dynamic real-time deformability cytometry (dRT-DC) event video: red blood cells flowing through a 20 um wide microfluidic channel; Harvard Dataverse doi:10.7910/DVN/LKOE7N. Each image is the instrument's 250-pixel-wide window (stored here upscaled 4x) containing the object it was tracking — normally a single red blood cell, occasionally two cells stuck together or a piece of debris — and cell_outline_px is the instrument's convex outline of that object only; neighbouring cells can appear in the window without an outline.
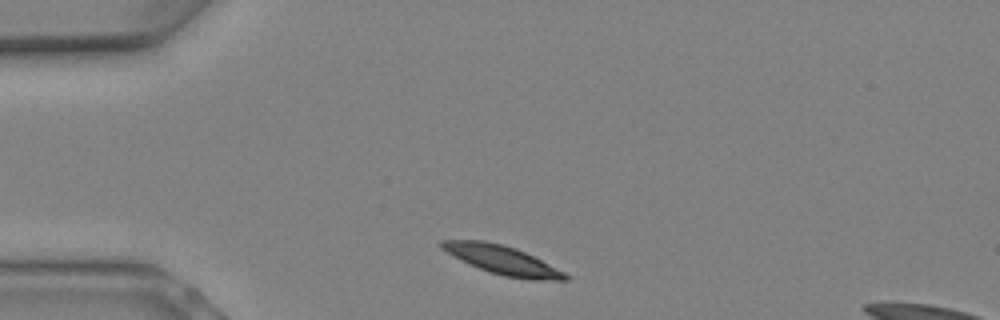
{"species": "Egyptian fruit bat (a non-hibernating species)", "species_latin": "Rousettus aegyptiacus", "temperature_condition": "warm", "stored_images_in_passage": 4, "camera_frame_rate_fps": 3000, "um_per_image_px": 0.085, "animal": {"sex": "female"}, "frame": {"image": 1, "passage_image": 1, "time_ms": 0.0, "image_size_px": [1000, 320], "cell_outline_px": [[568, 280], [532, 280], [504, 276], [488, 272], [468, 264], [460, 260], [440, 248], [440, 240], [484, 240], [504, 244], [516, 248], [564, 272], [568, 276]], "centroid_in_image_um": [42.64, 22.09], "position_along_channel_um": 42.4, "area_um2": 20.63}}
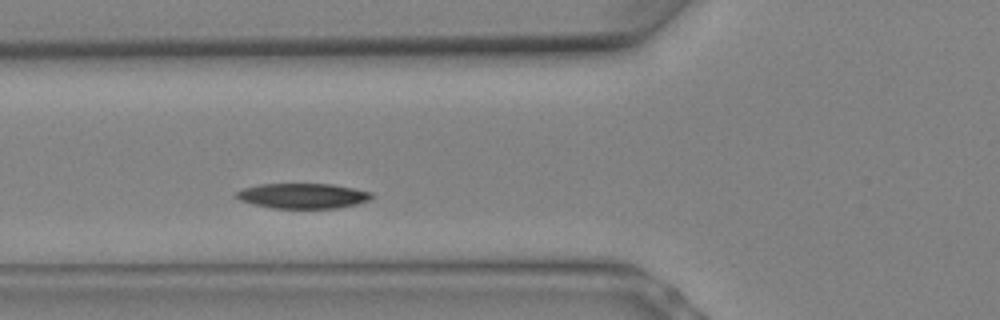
{"frame": {"image": 2, "passage_image": 4, "time_ms": 1.0, "image_size_px": [1000, 320], "cell_outline_px": [[372, 196], [368, 200], [356, 204], [336, 208], [272, 208], [252, 204], [240, 200], [232, 196], [236, 192], [244, 188], [260, 184], [332, 184], [372, 192]], "centroid_in_image_um": [25.68, 16.65], "position_along_channel_um": 100.1, "area_um2": 19.77}}